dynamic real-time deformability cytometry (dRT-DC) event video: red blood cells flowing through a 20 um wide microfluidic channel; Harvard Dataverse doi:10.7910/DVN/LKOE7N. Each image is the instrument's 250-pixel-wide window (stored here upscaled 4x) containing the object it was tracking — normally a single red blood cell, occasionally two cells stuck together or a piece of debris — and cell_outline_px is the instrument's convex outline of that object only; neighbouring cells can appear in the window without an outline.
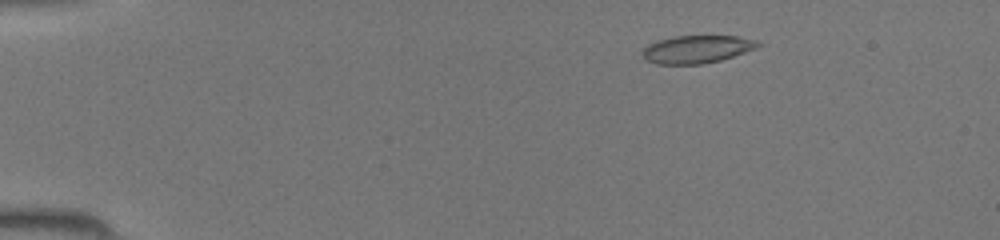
{"species": "common noctule bat (a hibernating species)", "species_latin": "Nyctalus noctula", "temperature_condition": "room temperature", "stored_images_in_passage": 45, "camera_frame_rate_fps": 3000, "um_per_image_px": 0.085, "animal": {"sex": "female", "body_mass_g": 19.5, "forearm_length_mm": 54.1}, "frame": {"image": 1, "passage_image": 7, "time_ms": 2.0, "image_size_px": [1000, 240], "cell_outline_px": [[764, 44], [756, 48], [720, 60], [704, 64], [656, 64], [644, 60], [640, 52], [648, 44], [656, 40], [672, 36], [736, 36], [756, 40]], "centroid_in_image_um": [59.18, 4.18], "position_along_channel_um": 25.8, "area_um2": 18.9}}
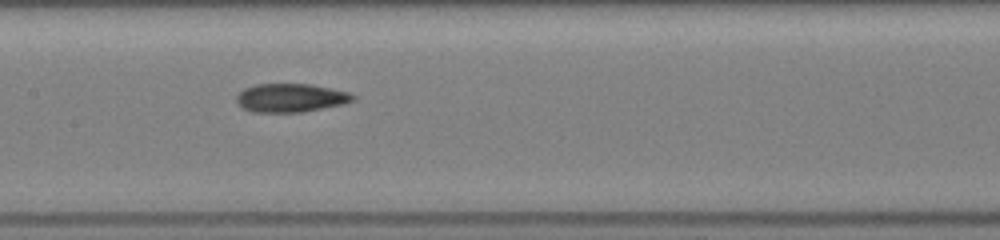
{"frame": {"image": 2, "passage_image": 23, "time_ms": 7.333, "image_size_px": [1000, 240], "cell_outline_px": [[356, 100], [344, 104], [304, 112], [252, 112], [244, 108], [236, 100], [236, 96], [244, 88], [256, 84], [312, 84], [352, 92], [356, 96]], "centroid_in_image_um": [24.78, 8.31], "position_along_channel_um": 182.6, "area_um2": 19.59}}
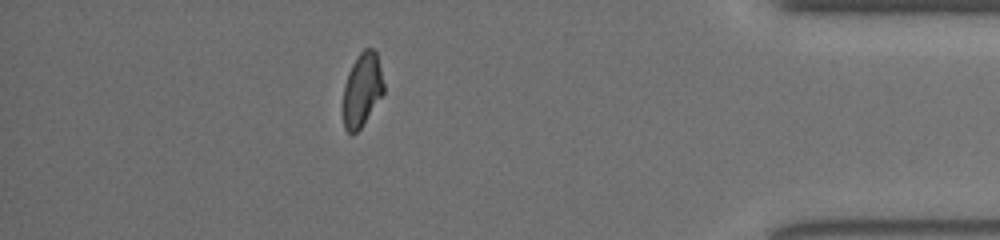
{"frame": {"image": 3, "passage_image": 40, "time_ms": 13.0, "image_size_px": [1000, 240], "cell_outline_px": [[384, 92], [360, 128], [352, 136], [344, 128], [344, 84], [348, 72], [352, 64], [360, 52], [364, 48], [372, 48], [376, 52], [384, 84]], "centroid_in_image_um": [30.77, 7.62], "position_along_channel_um": 404.4, "area_um2": 17.17}}